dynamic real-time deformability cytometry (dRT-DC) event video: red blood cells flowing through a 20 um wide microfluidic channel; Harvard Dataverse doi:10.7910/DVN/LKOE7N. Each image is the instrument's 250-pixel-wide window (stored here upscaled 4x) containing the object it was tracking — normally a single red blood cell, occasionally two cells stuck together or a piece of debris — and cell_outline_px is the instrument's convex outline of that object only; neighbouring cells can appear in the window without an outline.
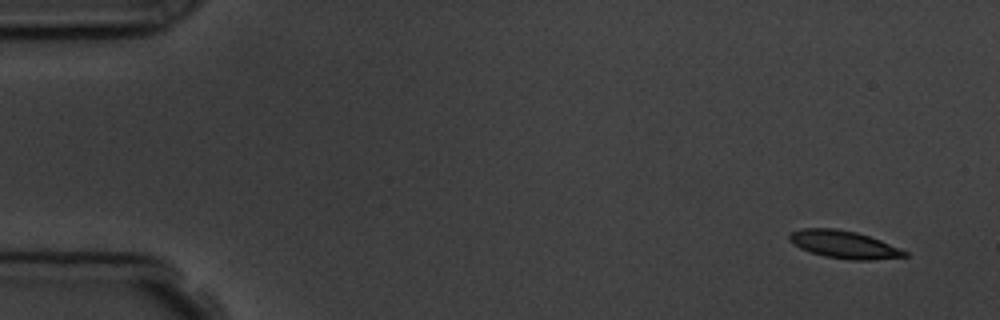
{"species": "common noctule bat (a hibernating species)", "species_latin": "Nyctalus noctula", "temperature_condition": "room temperature", "stored_images_in_passage": 4, "camera_frame_rate_fps": 3000, "um_per_image_px": 0.085, "animal": {"sex": "male", "body_mass_g": 19.5, "forearm_length_mm": 54.6}, "frame": {"image": 1, "passage_image": 1, "time_ms": 0.0, "image_size_px": [1000, 320], "cell_outline_px": [[908, 256], [872, 260], [852, 260], [824, 256], [800, 248], [792, 244], [788, 240], [788, 236], [792, 232], [800, 228], [836, 228], [856, 232], [880, 240], [908, 252]], "centroid_in_image_um": [71.7, 20.78], "position_along_channel_um": 13.3, "area_um2": 18.5}}
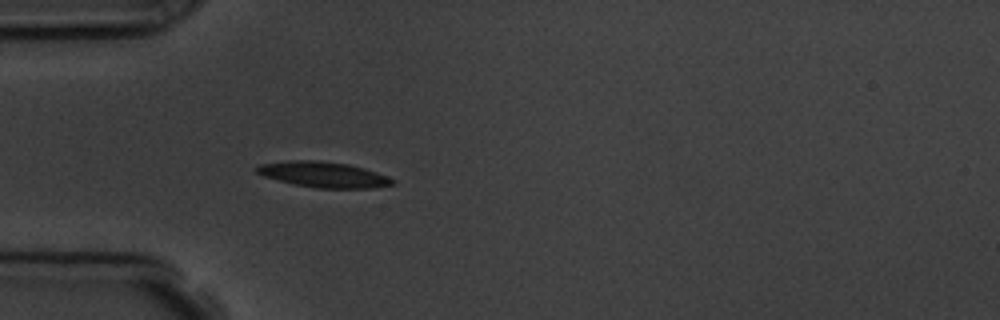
{"frame": {"image": 2, "passage_image": 4, "time_ms": 4.333, "image_size_px": [1000, 320], "cell_outline_px": [[396, 184], [372, 188], [316, 188], [292, 184], [264, 176], [256, 172], [256, 168], [260, 164], [288, 160], [320, 160], [348, 164], [364, 168], [388, 176], [396, 180]], "centroid_in_image_um": [27.52, 14.84], "position_along_channel_um": 57.5, "area_um2": 20.4}}